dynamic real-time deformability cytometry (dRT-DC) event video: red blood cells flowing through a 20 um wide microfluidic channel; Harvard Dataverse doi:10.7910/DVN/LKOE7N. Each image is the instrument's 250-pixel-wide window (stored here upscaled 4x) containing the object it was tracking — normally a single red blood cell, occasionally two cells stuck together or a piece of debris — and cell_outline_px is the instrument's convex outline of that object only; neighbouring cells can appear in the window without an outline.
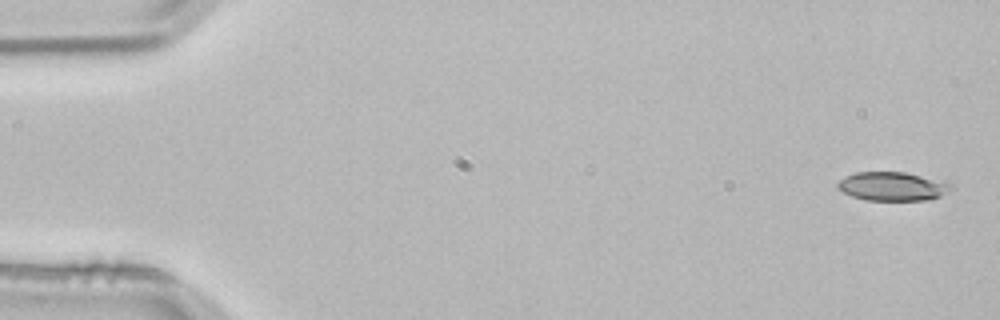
{"species": "common noctule bat (a hibernating species)", "species_latin": "Nyctalus noctula", "temperature_condition": "room temperature", "stored_images_in_passage": 4, "camera_frame_rate_fps": 3000, "um_per_image_px": 0.085, "animal": {"sex": "male", "body_mass_g": 21.5, "forearm_length_mm": 52.0}, "frame": {"image": 1, "passage_image": 1, "time_ms": 0.0, "image_size_px": [1000, 320], "cell_outline_px": [[956, 188], [940, 196], [924, 200], [864, 200], [852, 196], [836, 188], [836, 184], [844, 176], [856, 172], [904, 172], [944, 180], [952, 184]], "centroid_in_image_um": [75.89, 15.83], "position_along_channel_um": 9.1, "area_um2": 19.25}}
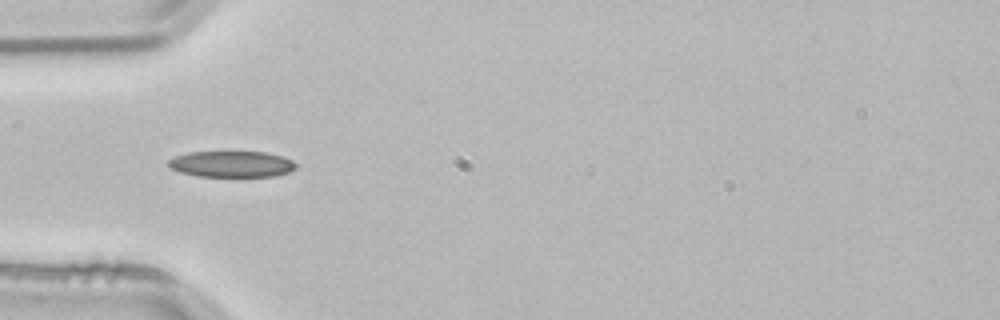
{"frame": {"image": 2, "passage_image": 4, "time_ms": 1.0, "image_size_px": [1000, 320], "cell_outline_px": [[296, 168], [288, 172], [272, 176], [196, 176], [180, 172], [172, 168], [168, 164], [168, 160], [172, 156], [188, 152], [264, 152], [284, 156], [292, 160], [296, 164]], "centroid_in_image_um": [19.67, 13.94], "position_along_channel_um": 65.3, "area_um2": 19.42}}